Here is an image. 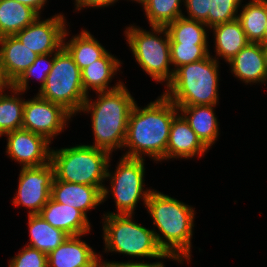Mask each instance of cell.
<instances>
[{
	"label": "cell",
	"instance_id": "cell-24",
	"mask_svg": "<svg viewBox=\"0 0 267 267\" xmlns=\"http://www.w3.org/2000/svg\"><path fill=\"white\" fill-rule=\"evenodd\" d=\"M39 16L34 9L15 0H0V37L15 35Z\"/></svg>",
	"mask_w": 267,
	"mask_h": 267
},
{
	"label": "cell",
	"instance_id": "cell-28",
	"mask_svg": "<svg viewBox=\"0 0 267 267\" xmlns=\"http://www.w3.org/2000/svg\"><path fill=\"white\" fill-rule=\"evenodd\" d=\"M205 23L186 18L185 15L169 23L166 29L170 43L208 44V31Z\"/></svg>",
	"mask_w": 267,
	"mask_h": 267
},
{
	"label": "cell",
	"instance_id": "cell-6",
	"mask_svg": "<svg viewBox=\"0 0 267 267\" xmlns=\"http://www.w3.org/2000/svg\"><path fill=\"white\" fill-rule=\"evenodd\" d=\"M110 153L90 145L51 149L54 180L104 188Z\"/></svg>",
	"mask_w": 267,
	"mask_h": 267
},
{
	"label": "cell",
	"instance_id": "cell-30",
	"mask_svg": "<svg viewBox=\"0 0 267 267\" xmlns=\"http://www.w3.org/2000/svg\"><path fill=\"white\" fill-rule=\"evenodd\" d=\"M208 44L170 43L171 64L174 72L181 66L193 63L210 55Z\"/></svg>",
	"mask_w": 267,
	"mask_h": 267
},
{
	"label": "cell",
	"instance_id": "cell-40",
	"mask_svg": "<svg viewBox=\"0 0 267 267\" xmlns=\"http://www.w3.org/2000/svg\"><path fill=\"white\" fill-rule=\"evenodd\" d=\"M131 1H133V0H131ZM134 1L140 3L143 6L147 0H134Z\"/></svg>",
	"mask_w": 267,
	"mask_h": 267
},
{
	"label": "cell",
	"instance_id": "cell-27",
	"mask_svg": "<svg viewBox=\"0 0 267 267\" xmlns=\"http://www.w3.org/2000/svg\"><path fill=\"white\" fill-rule=\"evenodd\" d=\"M9 89L13 95H7L5 89H0V136L22 129L25 99L18 96L22 94L21 91L14 87Z\"/></svg>",
	"mask_w": 267,
	"mask_h": 267
},
{
	"label": "cell",
	"instance_id": "cell-2",
	"mask_svg": "<svg viewBox=\"0 0 267 267\" xmlns=\"http://www.w3.org/2000/svg\"><path fill=\"white\" fill-rule=\"evenodd\" d=\"M145 207L153 219V225L161 233L154 231L158 246L165 254L174 256L181 262L185 259L189 261L195 218L194 208L154 189Z\"/></svg>",
	"mask_w": 267,
	"mask_h": 267
},
{
	"label": "cell",
	"instance_id": "cell-29",
	"mask_svg": "<svg viewBox=\"0 0 267 267\" xmlns=\"http://www.w3.org/2000/svg\"><path fill=\"white\" fill-rule=\"evenodd\" d=\"M184 0H147L142 6L150 26H167L183 16L180 9Z\"/></svg>",
	"mask_w": 267,
	"mask_h": 267
},
{
	"label": "cell",
	"instance_id": "cell-25",
	"mask_svg": "<svg viewBox=\"0 0 267 267\" xmlns=\"http://www.w3.org/2000/svg\"><path fill=\"white\" fill-rule=\"evenodd\" d=\"M30 243L29 247L49 254L62 244L70 235L59 228H55L45 221L39 214L28 215Z\"/></svg>",
	"mask_w": 267,
	"mask_h": 267
},
{
	"label": "cell",
	"instance_id": "cell-32",
	"mask_svg": "<svg viewBox=\"0 0 267 267\" xmlns=\"http://www.w3.org/2000/svg\"><path fill=\"white\" fill-rule=\"evenodd\" d=\"M243 0H211L209 11V29L218 24L238 18V10Z\"/></svg>",
	"mask_w": 267,
	"mask_h": 267
},
{
	"label": "cell",
	"instance_id": "cell-11",
	"mask_svg": "<svg viewBox=\"0 0 267 267\" xmlns=\"http://www.w3.org/2000/svg\"><path fill=\"white\" fill-rule=\"evenodd\" d=\"M71 117L61 105L36 95L25 100L22 129L39 134L51 142L67 126Z\"/></svg>",
	"mask_w": 267,
	"mask_h": 267
},
{
	"label": "cell",
	"instance_id": "cell-31",
	"mask_svg": "<svg viewBox=\"0 0 267 267\" xmlns=\"http://www.w3.org/2000/svg\"><path fill=\"white\" fill-rule=\"evenodd\" d=\"M53 62L54 53L38 55L33 64L20 75L12 87L24 93L28 89L29 79L35 77L36 80L40 81L39 89H41L47 79L48 73L51 71Z\"/></svg>",
	"mask_w": 267,
	"mask_h": 267
},
{
	"label": "cell",
	"instance_id": "cell-3",
	"mask_svg": "<svg viewBox=\"0 0 267 267\" xmlns=\"http://www.w3.org/2000/svg\"><path fill=\"white\" fill-rule=\"evenodd\" d=\"M97 94L95 101L87 97L80 112H91L94 145L90 146L104 149L112 155L114 149L124 146L129 114L136 101L124 83L115 90Z\"/></svg>",
	"mask_w": 267,
	"mask_h": 267
},
{
	"label": "cell",
	"instance_id": "cell-21",
	"mask_svg": "<svg viewBox=\"0 0 267 267\" xmlns=\"http://www.w3.org/2000/svg\"><path fill=\"white\" fill-rule=\"evenodd\" d=\"M216 105L177 106L201 142L209 149L219 134L218 120L214 112Z\"/></svg>",
	"mask_w": 267,
	"mask_h": 267
},
{
	"label": "cell",
	"instance_id": "cell-5",
	"mask_svg": "<svg viewBox=\"0 0 267 267\" xmlns=\"http://www.w3.org/2000/svg\"><path fill=\"white\" fill-rule=\"evenodd\" d=\"M103 216L104 252H118L138 258H168L182 263L178 258L165 254L157 244L155 229L150 230L134 222L133 214Z\"/></svg>",
	"mask_w": 267,
	"mask_h": 267
},
{
	"label": "cell",
	"instance_id": "cell-22",
	"mask_svg": "<svg viewBox=\"0 0 267 267\" xmlns=\"http://www.w3.org/2000/svg\"><path fill=\"white\" fill-rule=\"evenodd\" d=\"M210 30L214 32L215 56L223 58L227 63L249 43L238 19L218 24Z\"/></svg>",
	"mask_w": 267,
	"mask_h": 267
},
{
	"label": "cell",
	"instance_id": "cell-38",
	"mask_svg": "<svg viewBox=\"0 0 267 267\" xmlns=\"http://www.w3.org/2000/svg\"><path fill=\"white\" fill-rule=\"evenodd\" d=\"M12 86H13V83L8 79L5 73L2 56L0 53V89H4V88L9 89Z\"/></svg>",
	"mask_w": 267,
	"mask_h": 267
},
{
	"label": "cell",
	"instance_id": "cell-8",
	"mask_svg": "<svg viewBox=\"0 0 267 267\" xmlns=\"http://www.w3.org/2000/svg\"><path fill=\"white\" fill-rule=\"evenodd\" d=\"M37 95L61 105L72 116L80 113L88 95L82 85L81 70L64 47L54 53L51 71Z\"/></svg>",
	"mask_w": 267,
	"mask_h": 267
},
{
	"label": "cell",
	"instance_id": "cell-18",
	"mask_svg": "<svg viewBox=\"0 0 267 267\" xmlns=\"http://www.w3.org/2000/svg\"><path fill=\"white\" fill-rule=\"evenodd\" d=\"M39 215L55 228H59L70 236L86 235L91 226L88 217L80 210L58 203L52 198L41 209Z\"/></svg>",
	"mask_w": 267,
	"mask_h": 267
},
{
	"label": "cell",
	"instance_id": "cell-20",
	"mask_svg": "<svg viewBox=\"0 0 267 267\" xmlns=\"http://www.w3.org/2000/svg\"><path fill=\"white\" fill-rule=\"evenodd\" d=\"M0 53L5 73L12 83H14L38 57V54L21 43L15 35L0 37Z\"/></svg>",
	"mask_w": 267,
	"mask_h": 267
},
{
	"label": "cell",
	"instance_id": "cell-9",
	"mask_svg": "<svg viewBox=\"0 0 267 267\" xmlns=\"http://www.w3.org/2000/svg\"><path fill=\"white\" fill-rule=\"evenodd\" d=\"M145 159L121 157L114 173H110V160L107 167L106 179L110 181L111 189L104 186L102 190V202L106 201L107 195L114 197L117 213L106 214H134L138 201L142 198L146 205L152 189H144ZM112 174V175H111Z\"/></svg>",
	"mask_w": 267,
	"mask_h": 267
},
{
	"label": "cell",
	"instance_id": "cell-7",
	"mask_svg": "<svg viewBox=\"0 0 267 267\" xmlns=\"http://www.w3.org/2000/svg\"><path fill=\"white\" fill-rule=\"evenodd\" d=\"M151 31L131 25L125 30L126 40L142 70L167 86L174 76V69H170L169 34L165 26H151Z\"/></svg>",
	"mask_w": 267,
	"mask_h": 267
},
{
	"label": "cell",
	"instance_id": "cell-39",
	"mask_svg": "<svg viewBox=\"0 0 267 267\" xmlns=\"http://www.w3.org/2000/svg\"><path fill=\"white\" fill-rule=\"evenodd\" d=\"M262 45H266L267 44V21H266V29H265V34H264V39L261 42Z\"/></svg>",
	"mask_w": 267,
	"mask_h": 267
},
{
	"label": "cell",
	"instance_id": "cell-37",
	"mask_svg": "<svg viewBox=\"0 0 267 267\" xmlns=\"http://www.w3.org/2000/svg\"><path fill=\"white\" fill-rule=\"evenodd\" d=\"M16 2L22 3L30 8L34 9L39 15L41 14V9L45 6L47 0H15Z\"/></svg>",
	"mask_w": 267,
	"mask_h": 267
},
{
	"label": "cell",
	"instance_id": "cell-26",
	"mask_svg": "<svg viewBox=\"0 0 267 267\" xmlns=\"http://www.w3.org/2000/svg\"><path fill=\"white\" fill-rule=\"evenodd\" d=\"M249 42L261 43L264 39L267 21V0H250L243 4L237 18Z\"/></svg>",
	"mask_w": 267,
	"mask_h": 267
},
{
	"label": "cell",
	"instance_id": "cell-35",
	"mask_svg": "<svg viewBox=\"0 0 267 267\" xmlns=\"http://www.w3.org/2000/svg\"><path fill=\"white\" fill-rule=\"evenodd\" d=\"M117 1L118 0H75V8L79 11L87 7H108L109 5L115 4Z\"/></svg>",
	"mask_w": 267,
	"mask_h": 267
},
{
	"label": "cell",
	"instance_id": "cell-33",
	"mask_svg": "<svg viewBox=\"0 0 267 267\" xmlns=\"http://www.w3.org/2000/svg\"><path fill=\"white\" fill-rule=\"evenodd\" d=\"M9 267H48L47 254L26 246L9 261Z\"/></svg>",
	"mask_w": 267,
	"mask_h": 267
},
{
	"label": "cell",
	"instance_id": "cell-19",
	"mask_svg": "<svg viewBox=\"0 0 267 267\" xmlns=\"http://www.w3.org/2000/svg\"><path fill=\"white\" fill-rule=\"evenodd\" d=\"M121 62L108 51L100 58L81 70L82 85L88 95L90 89L95 92L111 91L119 88L123 83L117 82L109 87L112 77L120 70Z\"/></svg>",
	"mask_w": 267,
	"mask_h": 267
},
{
	"label": "cell",
	"instance_id": "cell-34",
	"mask_svg": "<svg viewBox=\"0 0 267 267\" xmlns=\"http://www.w3.org/2000/svg\"><path fill=\"white\" fill-rule=\"evenodd\" d=\"M188 16L186 18L196 20L209 28V11L211 0H184Z\"/></svg>",
	"mask_w": 267,
	"mask_h": 267
},
{
	"label": "cell",
	"instance_id": "cell-16",
	"mask_svg": "<svg viewBox=\"0 0 267 267\" xmlns=\"http://www.w3.org/2000/svg\"><path fill=\"white\" fill-rule=\"evenodd\" d=\"M209 149L201 142L185 118L178 113L172 120L166 149V160L171 158H200Z\"/></svg>",
	"mask_w": 267,
	"mask_h": 267
},
{
	"label": "cell",
	"instance_id": "cell-23",
	"mask_svg": "<svg viewBox=\"0 0 267 267\" xmlns=\"http://www.w3.org/2000/svg\"><path fill=\"white\" fill-rule=\"evenodd\" d=\"M68 35L69 33L66 29L63 47L72 56L80 70L90 65L95 60L100 59L108 51L87 30L83 29L80 34L73 36L71 40L65 42L66 36Z\"/></svg>",
	"mask_w": 267,
	"mask_h": 267
},
{
	"label": "cell",
	"instance_id": "cell-36",
	"mask_svg": "<svg viewBox=\"0 0 267 267\" xmlns=\"http://www.w3.org/2000/svg\"><path fill=\"white\" fill-rule=\"evenodd\" d=\"M103 264H107L109 267H165V265L163 264V262L161 261H156V262H153V263H144L143 262H131V261H128V262H110V261H104L101 262Z\"/></svg>",
	"mask_w": 267,
	"mask_h": 267
},
{
	"label": "cell",
	"instance_id": "cell-14",
	"mask_svg": "<svg viewBox=\"0 0 267 267\" xmlns=\"http://www.w3.org/2000/svg\"><path fill=\"white\" fill-rule=\"evenodd\" d=\"M82 235L69 236L55 250L47 254L48 267H96L102 262L101 255L80 240Z\"/></svg>",
	"mask_w": 267,
	"mask_h": 267
},
{
	"label": "cell",
	"instance_id": "cell-13",
	"mask_svg": "<svg viewBox=\"0 0 267 267\" xmlns=\"http://www.w3.org/2000/svg\"><path fill=\"white\" fill-rule=\"evenodd\" d=\"M6 154L22 168L40 167L50 163L51 148L45 137L25 129L10 131L6 134Z\"/></svg>",
	"mask_w": 267,
	"mask_h": 267
},
{
	"label": "cell",
	"instance_id": "cell-15",
	"mask_svg": "<svg viewBox=\"0 0 267 267\" xmlns=\"http://www.w3.org/2000/svg\"><path fill=\"white\" fill-rule=\"evenodd\" d=\"M228 64L231 72L246 84L267 82V61L261 43L249 42Z\"/></svg>",
	"mask_w": 267,
	"mask_h": 267
},
{
	"label": "cell",
	"instance_id": "cell-17",
	"mask_svg": "<svg viewBox=\"0 0 267 267\" xmlns=\"http://www.w3.org/2000/svg\"><path fill=\"white\" fill-rule=\"evenodd\" d=\"M51 198L65 205L87 212L102 203V190L97 186L53 180Z\"/></svg>",
	"mask_w": 267,
	"mask_h": 267
},
{
	"label": "cell",
	"instance_id": "cell-4",
	"mask_svg": "<svg viewBox=\"0 0 267 267\" xmlns=\"http://www.w3.org/2000/svg\"><path fill=\"white\" fill-rule=\"evenodd\" d=\"M218 68V58L211 55L183 65L174 72L163 94L176 106L217 105Z\"/></svg>",
	"mask_w": 267,
	"mask_h": 267
},
{
	"label": "cell",
	"instance_id": "cell-1",
	"mask_svg": "<svg viewBox=\"0 0 267 267\" xmlns=\"http://www.w3.org/2000/svg\"><path fill=\"white\" fill-rule=\"evenodd\" d=\"M177 106L164 94L142 109L135 102L128 118L123 148L126 158L144 159L145 154L154 161L166 160V149Z\"/></svg>",
	"mask_w": 267,
	"mask_h": 267
},
{
	"label": "cell",
	"instance_id": "cell-42",
	"mask_svg": "<svg viewBox=\"0 0 267 267\" xmlns=\"http://www.w3.org/2000/svg\"><path fill=\"white\" fill-rule=\"evenodd\" d=\"M263 47H264V50H265V53H266V61H267V44L263 45Z\"/></svg>",
	"mask_w": 267,
	"mask_h": 267
},
{
	"label": "cell",
	"instance_id": "cell-10",
	"mask_svg": "<svg viewBox=\"0 0 267 267\" xmlns=\"http://www.w3.org/2000/svg\"><path fill=\"white\" fill-rule=\"evenodd\" d=\"M18 191L12 203L27 209L28 215L39 214L51 198L54 167L50 163L40 167L22 168L19 174Z\"/></svg>",
	"mask_w": 267,
	"mask_h": 267
},
{
	"label": "cell",
	"instance_id": "cell-41",
	"mask_svg": "<svg viewBox=\"0 0 267 267\" xmlns=\"http://www.w3.org/2000/svg\"><path fill=\"white\" fill-rule=\"evenodd\" d=\"M96 267H109L107 264H103V263H100L98 266Z\"/></svg>",
	"mask_w": 267,
	"mask_h": 267
},
{
	"label": "cell",
	"instance_id": "cell-12",
	"mask_svg": "<svg viewBox=\"0 0 267 267\" xmlns=\"http://www.w3.org/2000/svg\"><path fill=\"white\" fill-rule=\"evenodd\" d=\"M40 18L39 16L15 36L38 55L55 53L63 47L64 34L68 26L65 23L66 19L61 13L45 20Z\"/></svg>",
	"mask_w": 267,
	"mask_h": 267
}]
</instances>
